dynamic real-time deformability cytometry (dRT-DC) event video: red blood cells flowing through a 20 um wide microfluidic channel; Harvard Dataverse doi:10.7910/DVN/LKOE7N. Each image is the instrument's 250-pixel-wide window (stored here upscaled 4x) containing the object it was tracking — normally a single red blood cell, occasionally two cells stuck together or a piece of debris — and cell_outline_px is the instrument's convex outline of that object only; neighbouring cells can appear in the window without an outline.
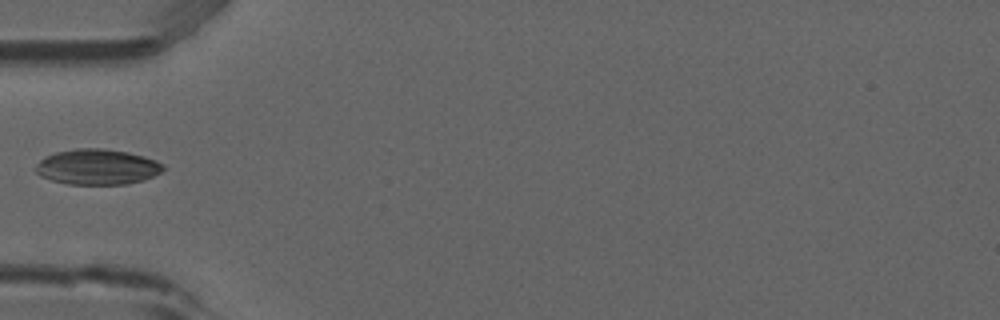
{"species": "common noctule bat (a hibernating species)", "species_latin": "Nyctalus noctula", "temperature_condition": "room temperature", "stored_images_in_passage": 4, "camera_frame_rate_fps": 3000, "um_per_image_px": 0.085, "animal": {"sex": "male", "forearm_length_mm": 52.5}, "frame": {"image": 1, "passage_image": 4, "time_ms": 1.0, "image_size_px": [1000, 320], "cell_outline_px": [[164, 168], [160, 172], [144, 180], [124, 184], [68, 184], [52, 180], [40, 176], [36, 172], [36, 164], [44, 156], [56, 152], [76, 148], [104, 148], [128, 152], [144, 156], [156, 160], [164, 164]], "centroid_in_image_um": [8.26, 14.17], "position_along_channel_um": 76.7, "area_um2": 26.41}}